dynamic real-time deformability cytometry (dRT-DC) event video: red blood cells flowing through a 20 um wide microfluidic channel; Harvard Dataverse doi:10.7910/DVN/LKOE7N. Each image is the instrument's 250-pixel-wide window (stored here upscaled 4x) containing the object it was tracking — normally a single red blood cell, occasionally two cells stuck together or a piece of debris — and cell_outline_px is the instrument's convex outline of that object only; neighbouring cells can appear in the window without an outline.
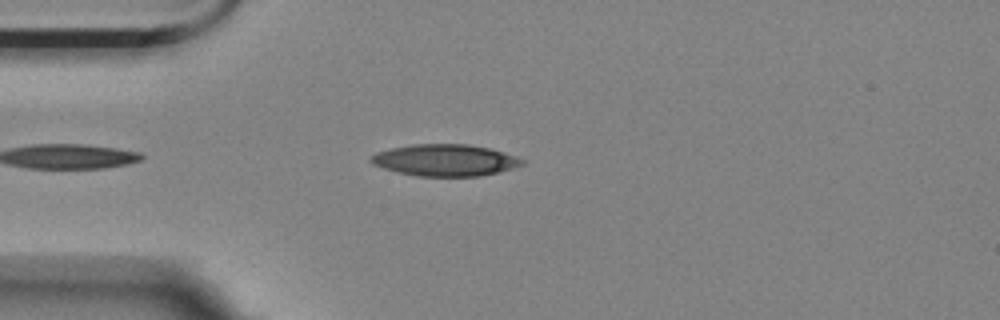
{"species": "Egyptian fruit bat (a non-hibernating species)", "species_latin": "Rousettus aegyptiacus", "temperature_condition": "room temperature", "stored_images_in_passage": 10, "camera_frame_rate_fps": 3000, "um_per_image_px": 0.085, "animal": {"sex": "female"}, "frame": {"image": 1, "passage_image": 5, "time_ms": 1.333, "image_size_px": [1000, 320], "cell_outline_px": [[524, 164], [512, 168], [480, 176], [420, 176], [400, 172], [384, 168], [372, 164], [368, 160], [376, 152], [392, 148], [412, 144], [468, 144], [488, 148], [524, 160]], "centroid_in_image_um": [37.78, 13.61], "position_along_channel_um": 47.2, "area_um2": 27.46}}
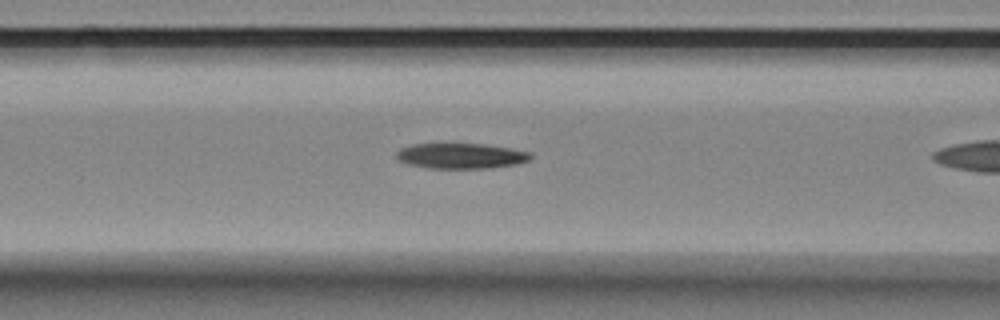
{"frame": {"image": 2, "passage_image": 9, "time_ms": 2.667, "image_size_px": [1000, 320], "cell_outline_px": [[532, 156], [528, 160], [516, 164], [488, 168], [428, 168], [408, 164], [400, 160], [396, 156], [396, 152], [400, 148], [412, 144], [440, 140], [484, 144], [508, 148], [528, 152]], "centroid_in_image_um": [39.07, 13.19], "position_along_channel_um": 127.5, "area_um2": 20.63}}